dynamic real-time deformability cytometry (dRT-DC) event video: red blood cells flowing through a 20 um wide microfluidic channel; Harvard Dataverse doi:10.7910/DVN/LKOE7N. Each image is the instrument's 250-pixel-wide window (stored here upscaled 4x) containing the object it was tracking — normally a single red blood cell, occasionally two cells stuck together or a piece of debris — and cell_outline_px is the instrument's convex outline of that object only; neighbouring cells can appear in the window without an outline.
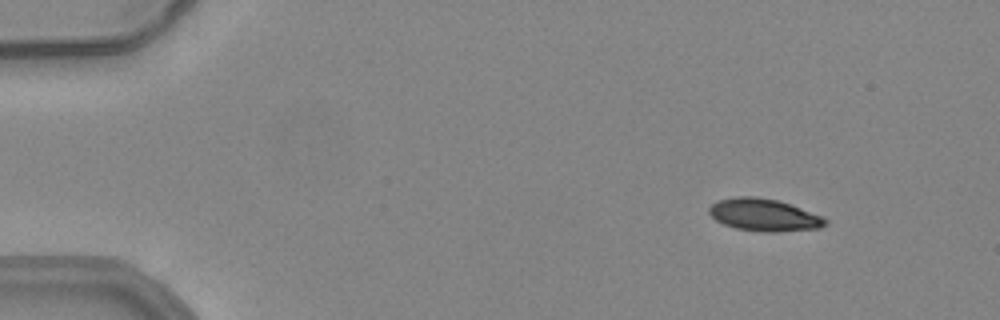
{"species": "common noctule bat (a hibernating species)", "species_latin": "Nyctalus noctula", "temperature_condition": "warm", "stored_images_in_passage": 53, "camera_frame_rate_fps": 3000, "um_per_image_px": 0.085, "animal": {"sex": "female", "body_mass_g": 24.6, "forearm_length_mm": 56.2}, "frame": {"image": 1, "passage_image": 6, "time_ms": 1.667, "image_size_px": [1000, 320], "cell_outline_px": [[828, 224], [820, 228], [776, 232], [764, 232], [736, 228], [724, 224], [716, 220], [708, 212], [708, 208], [716, 200], [736, 196], [756, 196], [780, 200], [820, 216], [828, 220]], "centroid_in_image_um": [64.92, 18.26], "position_along_channel_um": 20.1, "area_um2": 21.96}}
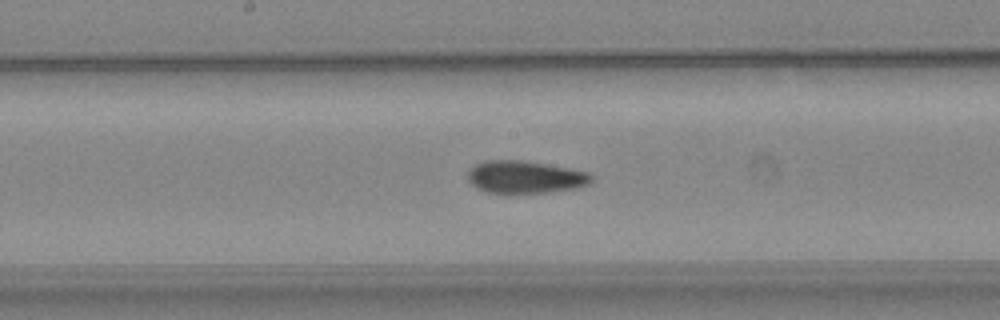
{"frame": {"image": 2, "passage_image": 28, "time_ms": 9.0, "image_size_px": [1000, 320], "cell_outline_px": [[592, 180], [588, 184], [580, 188], [548, 192], [508, 196], [484, 192], [476, 188], [468, 180], [468, 168], [484, 160], [524, 160], [568, 168], [588, 172], [592, 176]], "centroid_in_image_um": [44.58, 15.09], "position_along_channel_um": 203.6, "area_um2": 24.33}}
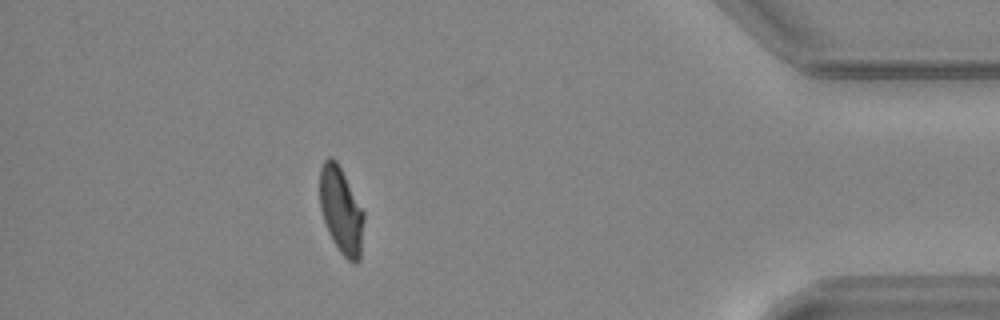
{"frame": {"image": 3, "passage_image": 47, "time_ms": 15.333, "image_size_px": [1000, 320], "cell_outline_px": [[364, 220], [360, 260], [356, 264], [348, 260], [340, 252], [332, 240], [328, 232], [320, 208], [320, 168], [324, 160], [328, 156], [332, 156], [336, 160], [364, 212]], "centroid_in_image_um": [28.99, 17.9], "position_along_channel_um": 406.2, "area_um2": 22.2}, "authors_computed_cell_mechanics": {"area_um2": 22.6576, "velocity_mm_per_s": 3.9351, "shape_relaxation_time_tau1_ms": 9.3104, "shape_relaxation_time_tau2_ms": 2.0926, "deformation_change_tau1": 0.22, "deformation_change_tau2": 0.0705}}